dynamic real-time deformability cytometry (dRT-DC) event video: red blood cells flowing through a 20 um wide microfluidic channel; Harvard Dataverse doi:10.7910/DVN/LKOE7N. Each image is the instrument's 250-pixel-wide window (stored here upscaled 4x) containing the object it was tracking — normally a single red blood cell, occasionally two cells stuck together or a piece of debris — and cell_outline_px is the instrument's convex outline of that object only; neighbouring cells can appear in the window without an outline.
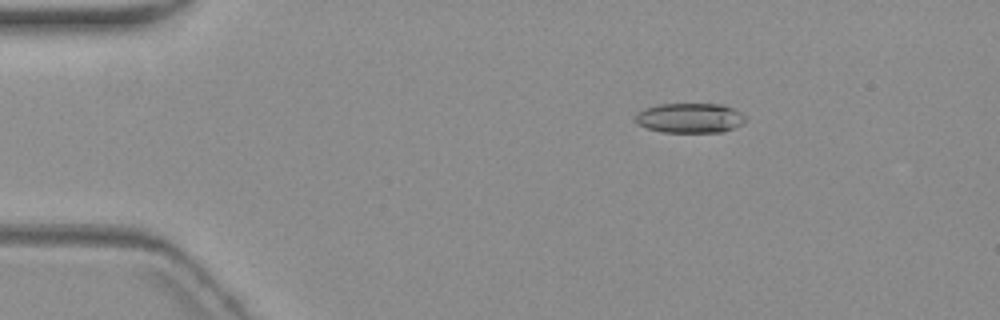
{"species": "common noctule bat (a hibernating species)", "species_latin": "Nyctalus noctula", "temperature_condition": "warm", "stored_images_in_passage": 6, "camera_frame_rate_fps": 3000, "um_per_image_px": 0.085, "animal": {"sex": "female", "body_mass_g": 19.3, "forearm_length_mm": 54.1}, "frame": {"image": 1, "passage_image": 6, "time_ms": 6.0, "image_size_px": [1000, 320], "cell_outline_px": [[748, 120], [744, 124], [724, 132], [664, 132], [648, 128], [636, 124], [636, 112], [644, 108], [656, 104], [724, 104], [740, 112]], "centroid_in_image_um": [58.66, 10.03], "position_along_channel_um": 26.3, "area_um2": 19.36}}